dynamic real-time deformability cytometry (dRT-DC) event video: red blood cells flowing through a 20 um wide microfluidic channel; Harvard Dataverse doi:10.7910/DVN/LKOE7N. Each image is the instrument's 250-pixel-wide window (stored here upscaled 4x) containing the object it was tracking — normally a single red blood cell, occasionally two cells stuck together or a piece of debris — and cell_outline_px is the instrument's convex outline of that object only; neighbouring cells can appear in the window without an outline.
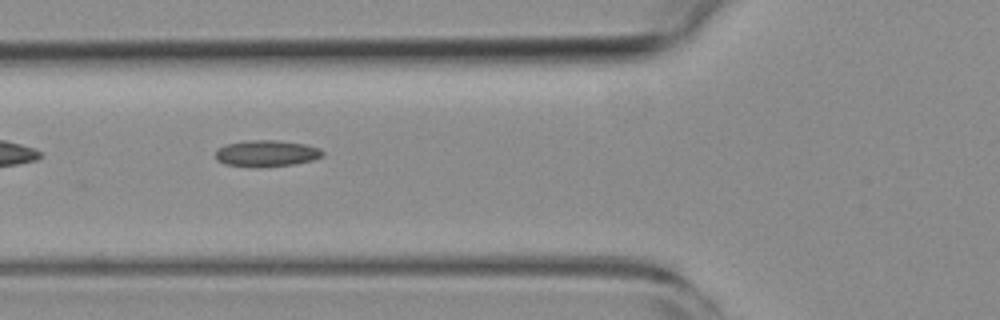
{"species": "common noctule bat (a hibernating species)", "species_latin": "Nyctalus noctula", "temperature_condition": "room temperature", "stored_images_in_passage": 38, "camera_frame_rate_fps": 3000, "um_per_image_px": 0.085, "animal": {"sex": "female", "body_mass_g": 19.3, "forearm_length_mm": 54.1}, "frame": {"image": 1, "passage_image": 3, "time_ms": 0.667, "image_size_px": [1000, 320], "cell_outline_px": [[324, 156], [312, 160], [292, 164], [260, 168], [248, 168], [224, 164], [216, 160], [216, 148], [224, 144], [248, 140], [276, 140], [304, 144], [320, 148], [324, 152]], "centroid_in_image_um": [22.6, 13.05], "position_along_channel_um": 103.2, "area_um2": 16.88}}
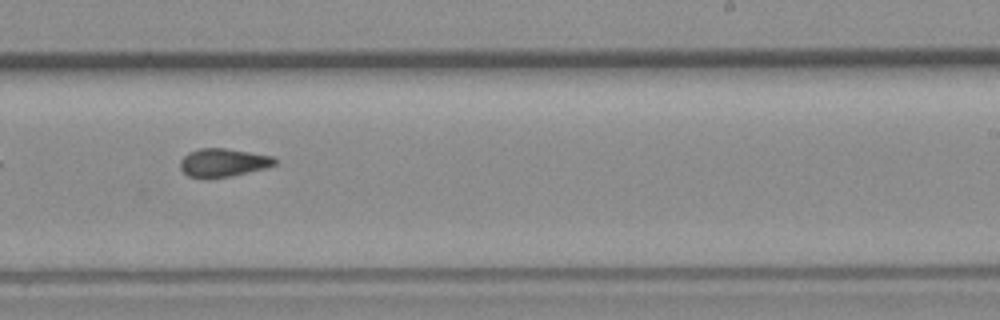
{"frame": {"image": 2, "passage_image": 16, "time_ms": 5.0, "image_size_px": [1000, 320], "cell_outline_px": [[276, 164], [264, 168], [248, 172], [228, 176], [204, 180], [188, 176], [180, 168], [180, 160], [188, 152], [200, 148], [224, 148], [272, 156], [276, 160]], "centroid_in_image_um": [18.9, 13.84], "position_along_channel_um": 270.1, "area_um2": 15.61}}
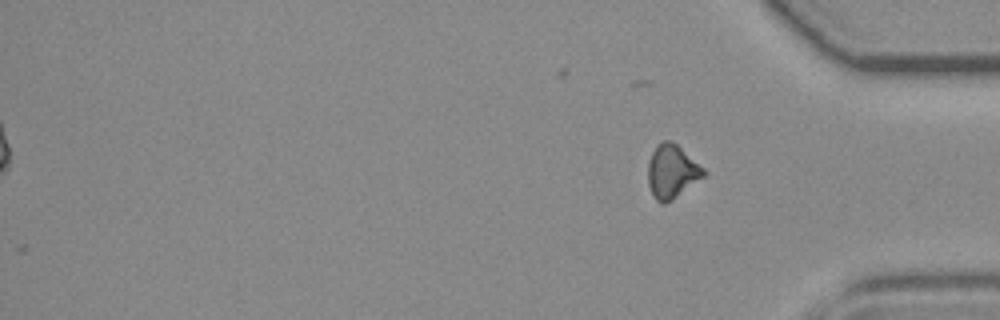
{"frame": {"image": 3, "passage_image": 38, "time_ms": 12.333, "image_size_px": [1000, 320], "cell_outline_px": [[708, 172], [704, 176], [672, 200], [664, 204], [660, 204], [656, 200], [648, 184], [648, 164], [652, 152], [656, 144], [664, 140], [668, 140], [676, 144], [704, 168]], "centroid_in_image_um": [57.1, 14.58], "position_along_channel_um": 378.1, "area_um2": 17.22}}